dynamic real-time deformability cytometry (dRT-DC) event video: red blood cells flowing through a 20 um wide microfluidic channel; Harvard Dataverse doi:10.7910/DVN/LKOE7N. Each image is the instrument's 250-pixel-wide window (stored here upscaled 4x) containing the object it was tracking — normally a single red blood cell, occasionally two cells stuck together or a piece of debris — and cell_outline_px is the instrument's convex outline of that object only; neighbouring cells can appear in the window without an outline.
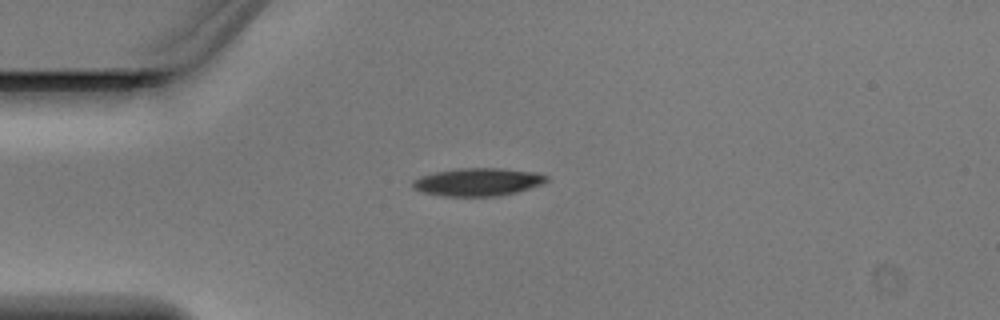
{"species": "Egyptian fruit bat (a non-hibernating species)", "species_latin": "Rousettus aegyptiacus", "temperature_condition": "warm", "stored_images_in_passage": 2, "camera_frame_rate_fps": 3000, "um_per_image_px": 0.085, "animal": {"sex": "male"}, "frame": {"image": 1, "passage_image": 1, "time_ms": 0.0, "image_size_px": [1000, 320], "cell_outline_px": [[548, 180], [544, 184], [516, 192], [496, 196], [444, 196], [424, 192], [412, 188], [412, 180], [420, 176], [436, 172], [460, 168], [500, 168], [536, 172], [548, 176]], "centroid_in_image_um": [40.63, 15.46], "position_along_channel_um": 44.4, "area_um2": 21.73}}